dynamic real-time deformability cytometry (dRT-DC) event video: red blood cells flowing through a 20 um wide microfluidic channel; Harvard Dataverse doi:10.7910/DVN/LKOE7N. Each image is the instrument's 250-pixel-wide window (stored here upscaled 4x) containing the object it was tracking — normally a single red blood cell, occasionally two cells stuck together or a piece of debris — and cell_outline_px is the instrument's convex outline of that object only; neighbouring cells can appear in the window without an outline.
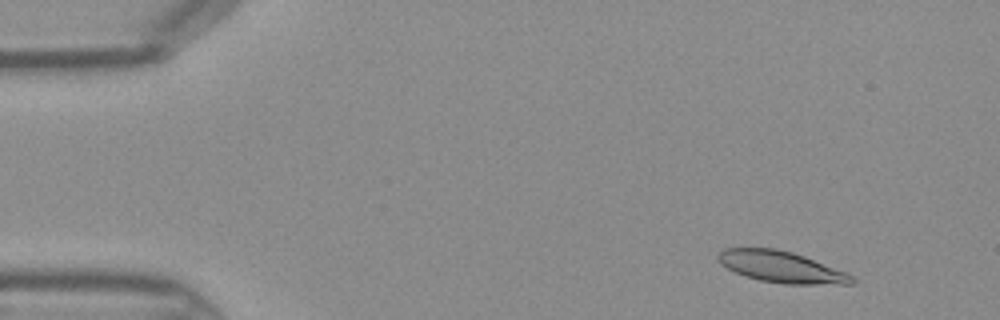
{"species": "Egyptian fruit bat (a non-hibernating species)", "species_latin": "Rousettus aegyptiacus", "temperature_condition": "warm", "stored_images_in_passage": 45, "camera_frame_rate_fps": 3000, "um_per_image_px": 0.085, "frame": {"image": 1, "passage_image": 5, "time_ms": 1.333, "image_size_px": [1000, 320], "cell_outline_px": [[856, 284], [784, 284], [760, 280], [736, 272], [720, 264], [716, 260], [716, 256], [724, 248], [776, 248], [792, 252], [804, 256], [844, 272], [852, 276], [856, 280]], "centroid_in_image_um": [66.38, 22.68], "position_along_channel_um": 18.6, "area_um2": 24.22}}
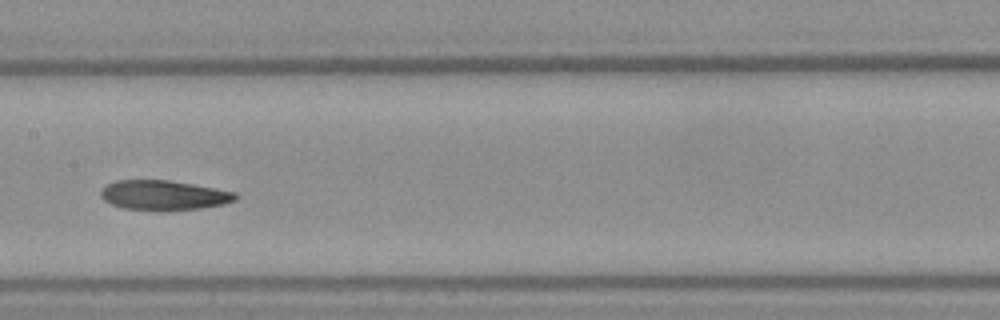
{"frame": {"image": 2, "passage_image": 23, "time_ms": 7.333, "image_size_px": [1000, 320], "cell_outline_px": [[240, 196], [236, 200], [224, 204], [200, 208], [160, 212], [124, 208], [112, 204], [104, 200], [100, 196], [100, 188], [116, 180], [172, 180], [236, 192]], "centroid_in_image_um": [13.92, 16.6], "position_along_channel_um": 193.5, "area_um2": 23.81}}
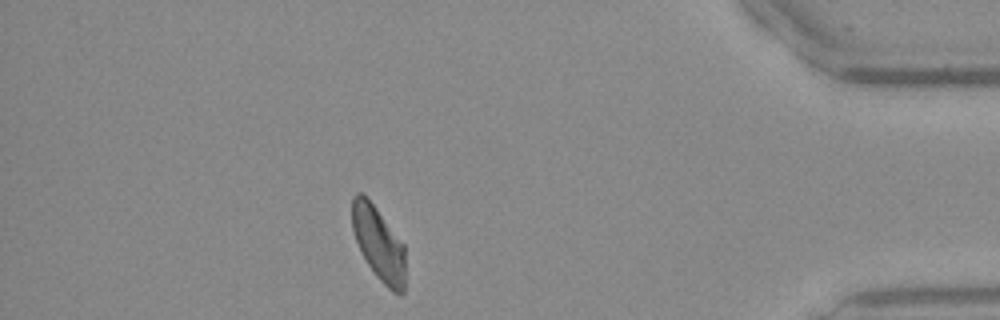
{"frame": {"image": 3, "passage_image": 40, "time_ms": 13.0, "image_size_px": [1000, 320], "cell_outline_px": [[404, 292], [400, 296], [392, 292], [376, 276], [368, 264], [356, 240], [352, 228], [352, 196], [356, 192], [360, 192], [376, 208], [404, 244]], "centroid_in_image_um": [32.19, 20.73], "position_along_channel_um": 403.0, "area_um2": 22.54}}